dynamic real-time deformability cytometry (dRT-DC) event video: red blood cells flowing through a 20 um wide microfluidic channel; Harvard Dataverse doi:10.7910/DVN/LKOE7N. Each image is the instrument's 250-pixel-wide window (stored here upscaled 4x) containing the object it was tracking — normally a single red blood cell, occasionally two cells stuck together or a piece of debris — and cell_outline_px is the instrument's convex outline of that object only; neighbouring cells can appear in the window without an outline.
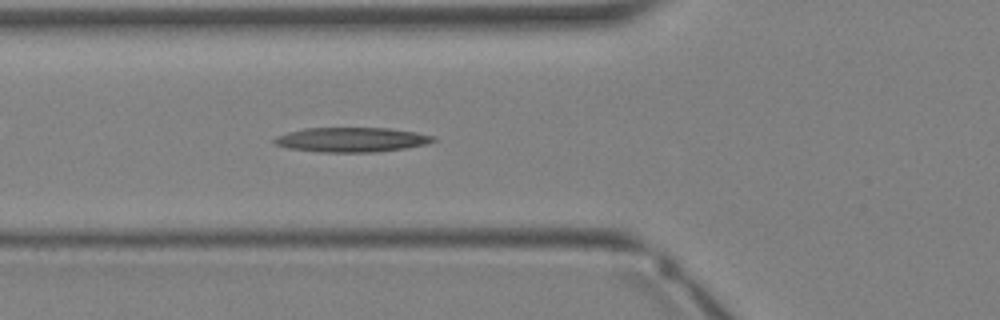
{"species": "Egyptian fruit bat (a non-hibernating species)", "species_latin": "Rousettus aegyptiacus", "temperature_condition": "warm", "stored_images_in_passage": 24, "camera_frame_rate_fps": 3000, "um_per_image_px": 0.085, "animal": {"sex": "female"}, "frame": {"image": 1, "passage_image": 2, "time_ms": 0.333, "image_size_px": [1000, 320], "cell_outline_px": [[436, 140], [428, 144], [404, 148], [372, 152], [320, 152], [288, 148], [276, 144], [272, 140], [276, 136], [288, 132], [304, 128], [388, 128], [416, 132], [436, 136]], "centroid_in_image_um": [29.89, 11.87], "position_along_channel_um": 95.9, "area_um2": 22.77}}
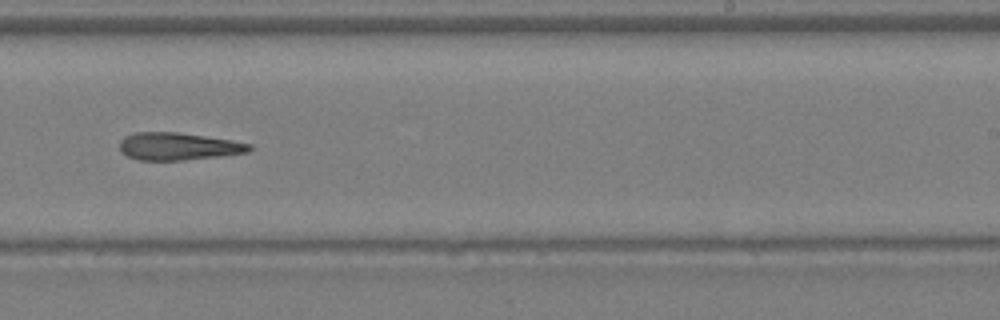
{"frame": {"image": 2, "passage_image": 11, "time_ms": 3.333, "image_size_px": [1000, 320], "cell_outline_px": [[252, 148], [248, 152], [220, 156], [184, 160], [140, 160], [128, 156], [120, 152], [120, 140], [124, 136], [136, 132], [176, 132], [232, 140], [252, 144]], "centroid_in_image_um": [15.14, 12.44], "position_along_channel_um": 273.9, "area_um2": 20.75}}
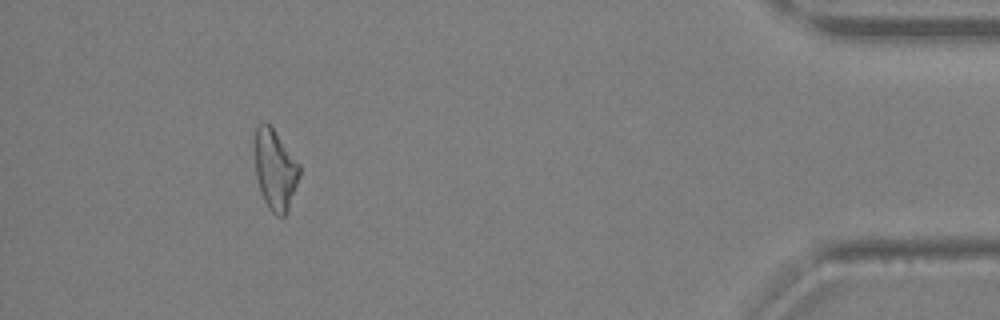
{"frame": {"image": 3, "passage_image": 21, "time_ms": 6.667, "image_size_px": [1000, 320], "cell_outline_px": [[300, 176], [288, 212], [284, 216], [276, 216], [268, 208], [264, 200], [256, 176], [256, 124], [264, 120], [272, 128], [300, 164]], "centroid_in_image_um": [23.41, 14.45], "position_along_channel_um": 411.8, "area_um2": 20.75}}